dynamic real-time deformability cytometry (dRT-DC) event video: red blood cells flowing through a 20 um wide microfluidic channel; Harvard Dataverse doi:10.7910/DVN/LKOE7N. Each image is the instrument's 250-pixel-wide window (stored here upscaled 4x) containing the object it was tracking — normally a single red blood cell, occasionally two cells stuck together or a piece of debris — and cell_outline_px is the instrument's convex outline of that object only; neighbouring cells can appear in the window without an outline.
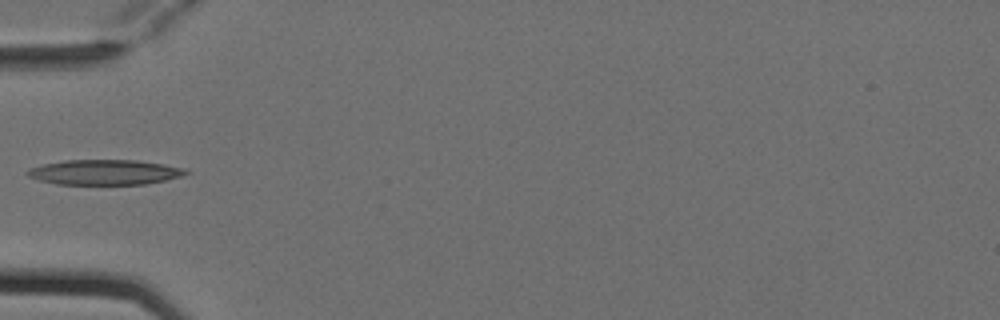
{"species": "Egyptian fruit bat (a non-hibernating species)", "species_latin": "Rousettus aegyptiacus", "temperature_condition": "cold", "stored_images_in_passage": 4, "camera_frame_rate_fps": 3000, "um_per_image_px": 0.085, "animal": {"sex": "female"}, "frame": {"image": 1, "passage_image": 4, "time_ms": 1.0, "image_size_px": [1000, 320], "cell_outline_px": [[192, 172], [180, 176], [164, 180], [144, 184], [56, 184], [40, 180], [28, 176], [24, 172], [28, 168], [44, 164], [64, 160], [136, 160], [164, 164], [184, 168]], "centroid_in_image_um": [8.88, 14.63], "position_along_channel_um": 76.1, "area_um2": 23.12}}